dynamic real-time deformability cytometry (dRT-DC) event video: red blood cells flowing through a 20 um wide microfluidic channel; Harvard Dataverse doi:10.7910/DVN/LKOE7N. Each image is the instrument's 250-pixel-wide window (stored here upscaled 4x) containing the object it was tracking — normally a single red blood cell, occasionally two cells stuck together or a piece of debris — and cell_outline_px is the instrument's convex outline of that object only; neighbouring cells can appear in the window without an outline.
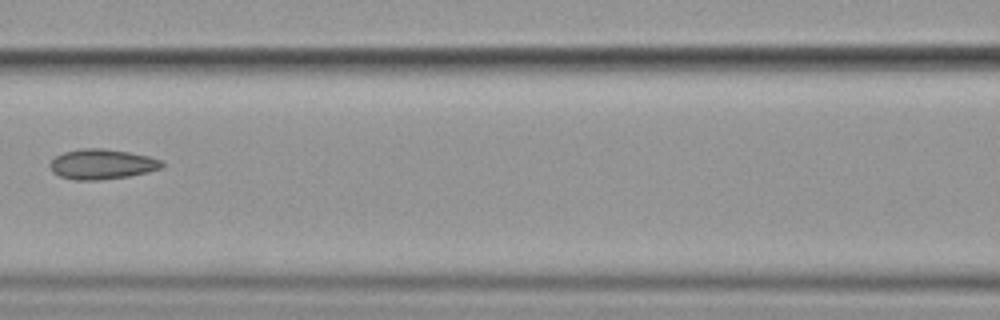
{"species": "common noctule bat (a hibernating species)", "species_latin": "Nyctalus noctula", "temperature_condition": "cold", "stored_images_in_passage": 4, "camera_frame_rate_fps": 3000, "um_per_image_px": 0.085, "animal": {"sex": "female", "body_mass_g": 19.9}, "frame": {"image": 1, "passage_image": 4, "time_ms": 4.333, "image_size_px": [1000, 320], "cell_outline_px": [[164, 168], [148, 172], [128, 176], [100, 180], [76, 180], [60, 176], [52, 172], [48, 164], [56, 156], [64, 152], [80, 148], [104, 148], [128, 152], [148, 156], [160, 160], [164, 164]], "centroid_in_image_um": [8.66, 13.95], "position_along_channel_um": 157.9, "area_um2": 19.71}}